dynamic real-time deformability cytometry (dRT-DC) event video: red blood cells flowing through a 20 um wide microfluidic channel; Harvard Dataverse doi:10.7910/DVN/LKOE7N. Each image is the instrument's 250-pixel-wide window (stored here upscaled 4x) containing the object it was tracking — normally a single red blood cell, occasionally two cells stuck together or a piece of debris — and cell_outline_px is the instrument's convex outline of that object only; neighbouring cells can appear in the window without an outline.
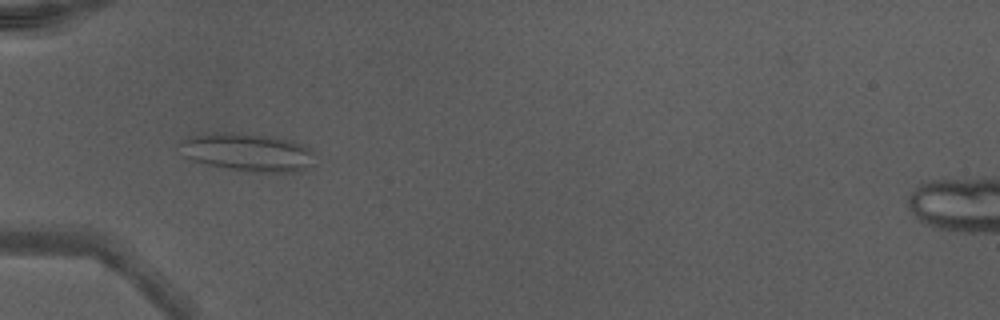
{"species": "Egyptian fruit bat (a non-hibernating species)", "species_latin": "Rousettus aegyptiacus", "temperature_condition": "warm", "stored_images_in_passage": 31, "camera_frame_rate_fps": 3000, "um_per_image_px": 0.085, "animal": {"sex": "male"}, "frame": {"image": 1, "passage_image": 9, "time_ms": 2.667, "image_size_px": [1000, 320], "cell_outline_px": [[316, 164], [304, 172], [244, 172], [208, 164], [192, 160], [184, 156], [176, 144], [192, 136], [220, 132], [232, 132], [272, 136], [292, 140], [312, 148]], "centroid_in_image_um": [21.13, 12.96], "position_along_channel_um": 63.9, "area_um2": 30.63}}
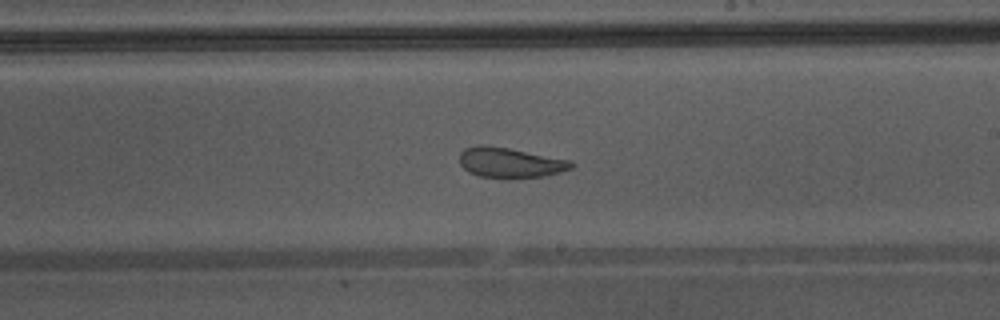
{"frame": {"image": 2, "passage_image": 22, "time_ms": 7.0, "image_size_px": [1000, 320], "cell_outline_px": [[576, 164], [572, 168], [560, 172], [544, 176], [504, 180], [480, 176], [468, 172], [460, 164], [460, 152], [464, 148], [476, 144], [484, 144], [508, 148], [572, 160]], "centroid_in_image_um": [43.36, 13.84], "position_along_channel_um": 245.6, "area_um2": 20.23}, "authors_computed_cell_mechanics": {"area_um2": 20.519, "velocity_mm_per_s": 4.3241, "shape_relaxation_time_tau1_ms": null, "shape_relaxation_time_tau2_ms": 1.6497, "deformation_change_tau1": null, "deformation_change_tau2": 0.0953}}